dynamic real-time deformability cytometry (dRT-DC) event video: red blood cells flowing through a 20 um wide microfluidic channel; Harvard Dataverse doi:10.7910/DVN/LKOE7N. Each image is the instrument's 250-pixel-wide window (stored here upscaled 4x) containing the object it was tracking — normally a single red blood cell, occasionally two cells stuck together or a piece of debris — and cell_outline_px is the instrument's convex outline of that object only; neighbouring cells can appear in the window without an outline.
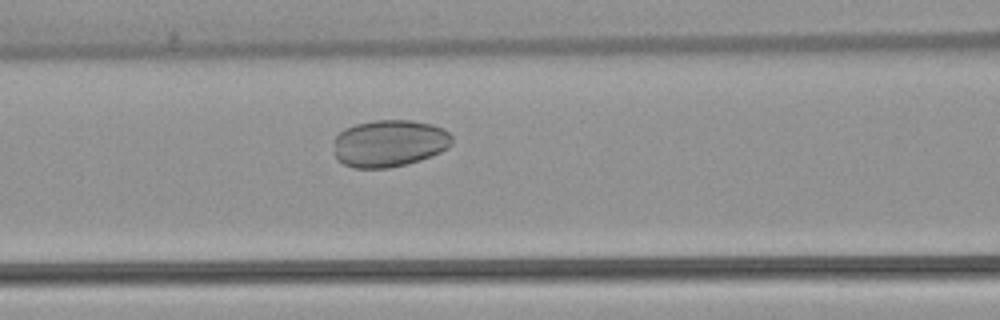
{"species": "common noctule bat (a hibernating species)", "species_latin": "Nyctalus noctula", "temperature_condition": "warm", "stored_images_in_passage": 43, "camera_frame_rate_fps": 3000, "um_per_image_px": 0.085, "animal": {"sex": "female", "body_mass_g": 22.7, "forearm_length_mm": 54.2}, "frame": {"image": 1, "passage_image": 13, "time_ms": 4.0, "image_size_px": [1000, 320], "cell_outline_px": [[452, 144], [448, 148], [432, 156], [420, 160], [388, 168], [352, 168], [336, 160], [332, 152], [332, 140], [344, 128], [356, 124], [376, 120], [408, 120], [432, 124], [444, 128], [452, 136]], "centroid_in_image_um": [33.05, 12.19], "position_along_channel_um": 133.6, "area_um2": 32.95}}
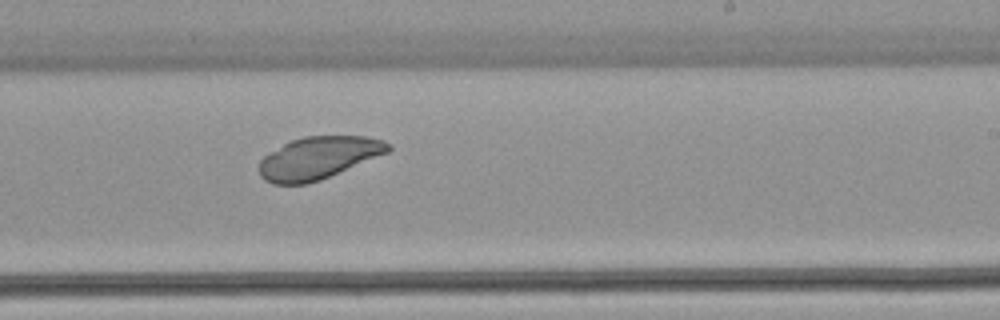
{"frame": {"image": 2, "passage_image": 23, "time_ms": 7.333, "image_size_px": [1000, 320], "cell_outline_px": [[392, 148], [388, 152], [320, 180], [308, 184], [272, 184], [264, 180], [260, 176], [260, 160], [264, 156], [284, 144], [292, 140], [304, 136], [364, 136], [384, 140], [392, 144]], "centroid_in_image_um": [27.07, 13.42], "position_along_channel_um": 261.9, "area_um2": 31.67}}
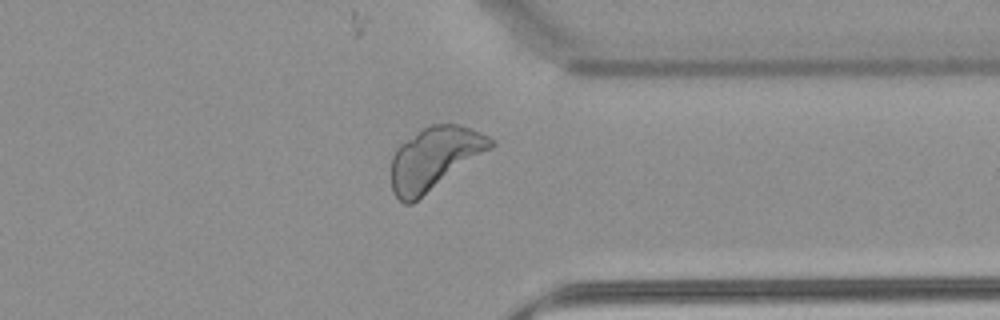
{"frame": {"image": 3, "passage_image": 32, "time_ms": 10.333, "image_size_px": [1000, 320], "cell_outline_px": [[496, 144], [492, 148], [412, 204], [404, 204], [392, 192], [392, 156], [396, 148], [400, 144], [424, 128], [432, 124], [460, 124], [480, 132], [496, 140]], "centroid_in_image_um": [36.94, 13.47], "position_along_channel_um": 374.5, "area_um2": 36.13}}